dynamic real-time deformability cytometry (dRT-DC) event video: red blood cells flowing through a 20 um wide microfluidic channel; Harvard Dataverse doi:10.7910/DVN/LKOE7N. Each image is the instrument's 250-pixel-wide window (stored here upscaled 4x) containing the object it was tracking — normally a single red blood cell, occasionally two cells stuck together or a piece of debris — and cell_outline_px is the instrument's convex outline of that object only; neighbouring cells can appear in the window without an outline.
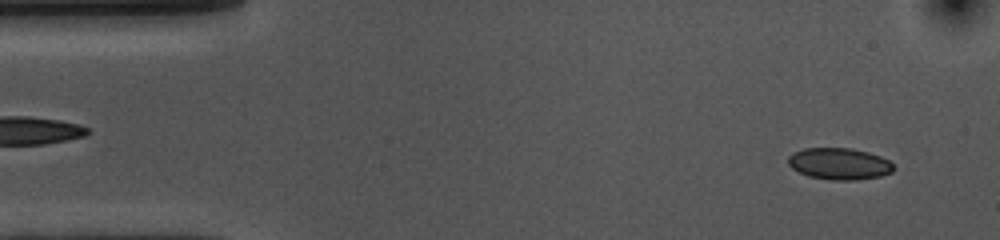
{"species": "common noctule bat (a hibernating species)", "species_latin": "Nyctalus noctula", "temperature_condition": "cold", "stored_images_in_passage": 53, "camera_frame_rate_fps": 3000, "um_per_image_px": 0.085, "animal": {"sex": "female", "body_mass_g": 10.0, "forearm_length_mm": 53.1}, "frame": {"image": 1, "passage_image": 3, "time_ms": 0.667, "image_size_px": [1000, 240], "cell_outline_px": [[892, 172], [880, 176], [856, 180], [832, 180], [808, 176], [792, 168], [788, 164], [788, 156], [792, 152], [804, 148], [852, 148], [868, 152], [880, 156], [888, 160], [892, 164]], "centroid_in_image_um": [71.31, 13.91], "position_along_channel_um": 13.7, "area_um2": 19.42}}
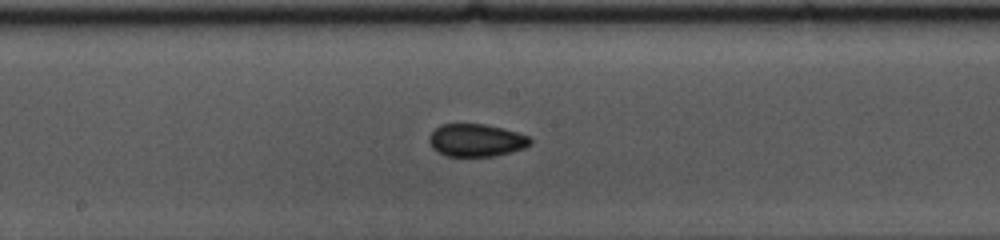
{"frame": {"image": 2, "passage_image": 26, "time_ms": 8.333, "image_size_px": [1000, 240], "cell_outline_px": [[532, 144], [524, 148], [492, 156], [444, 156], [436, 152], [432, 148], [428, 140], [428, 136], [440, 124], [484, 124], [516, 132], [528, 136], [532, 140]], "centroid_in_image_um": [40.43, 11.93], "position_along_channel_um": 207.8, "area_um2": 19.19}}
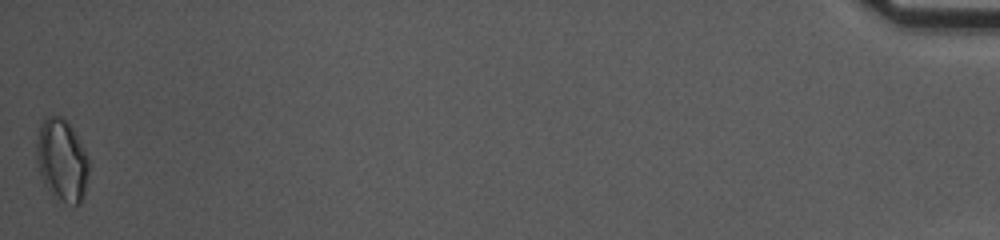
{"frame": {"image": 3, "passage_image": 53, "time_ms": 17.333, "image_size_px": [1000, 240], "cell_outline_px": [[88, 176], [84, 192], [80, 204], [72, 204], [52, 196], [44, 184], [40, 176], [36, 160], [36, 140], [40, 124], [44, 116], [60, 116], [72, 128], [88, 156]], "centroid_in_image_um": [5.23, 13.61], "position_along_channel_um": 430.0, "area_um2": 25.09}, "authors_computed_cell_mechanics": {"area_um2": 19.5364, "velocity_mm_per_s": 3.6235, "shape_relaxation_time_tau1_ms": 4.378, "shape_relaxation_time_tau2_ms": 2.1797, "deformation_change_tau1": 0.0657, "deformation_change_tau2": 0.0535}}